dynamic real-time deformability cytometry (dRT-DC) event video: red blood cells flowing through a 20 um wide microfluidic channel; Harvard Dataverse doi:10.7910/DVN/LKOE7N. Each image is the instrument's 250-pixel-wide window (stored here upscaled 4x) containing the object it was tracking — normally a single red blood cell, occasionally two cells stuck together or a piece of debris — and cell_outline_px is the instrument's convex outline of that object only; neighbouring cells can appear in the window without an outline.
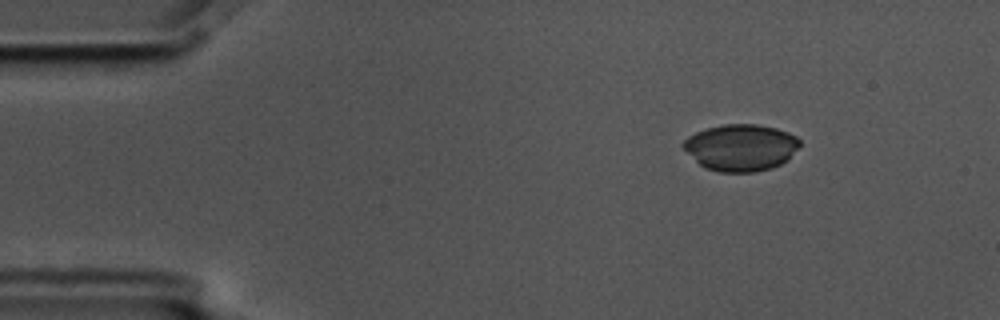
{"species": "common noctule bat (a hibernating species)", "species_latin": "Nyctalus noctula", "temperature_condition": "cold", "stored_images_in_passage": 6, "segment_of_instrument_passage": [2, 2], "camera_frame_rate_fps": 3000, "um_per_image_px": 0.085, "animal": {"sex": "male", "body_mass_g": 17.5, "forearm_length_mm": 52.3}, "frame": {"image": 1, "passage_image": 6, "time_ms": 1.667, "image_size_px": [1000, 320], "cell_outline_px": [[800, 144], [788, 160], [772, 168], [756, 172], [720, 172], [704, 168], [680, 144], [688, 136], [696, 132], [708, 128], [724, 124], [756, 124], [776, 128], [788, 132], [796, 136], [800, 140]], "centroid_in_image_um": [62.98, 12.54], "position_along_channel_um": 22.0, "area_um2": 31.67}}